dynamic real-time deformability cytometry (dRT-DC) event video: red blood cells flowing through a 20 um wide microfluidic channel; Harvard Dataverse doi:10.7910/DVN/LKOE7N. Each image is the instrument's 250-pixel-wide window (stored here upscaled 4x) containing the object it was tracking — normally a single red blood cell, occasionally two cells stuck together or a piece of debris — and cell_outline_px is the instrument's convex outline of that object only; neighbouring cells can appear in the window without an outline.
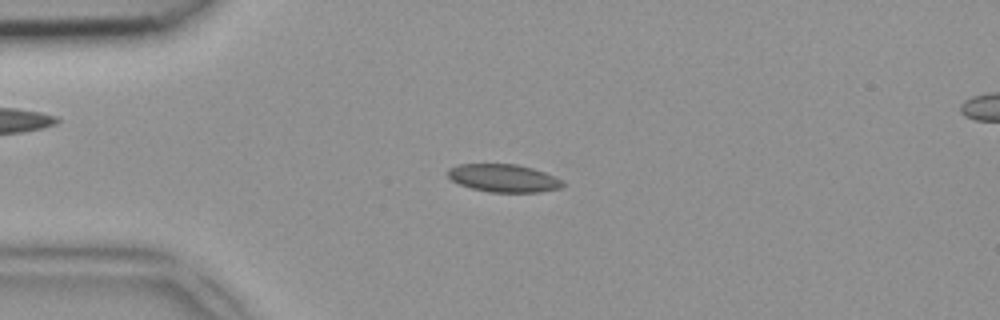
{"species": "common noctule bat (a hibernating species)", "species_latin": "Nyctalus noctula", "temperature_condition": "room temperature", "stored_images_in_passage": 46, "camera_frame_rate_fps": 3000, "um_per_image_px": 0.085, "animal": {"sex": "female", "body_mass_g": 18.4}, "frame": {"image": 1, "passage_image": 10, "time_ms": 3.0, "image_size_px": [1000, 320], "cell_outline_px": [[564, 184], [560, 188], [540, 192], [488, 192], [472, 188], [460, 184], [452, 180], [448, 176], [448, 168], [460, 164], [516, 164], [532, 168], [544, 172], [560, 180]], "centroid_in_image_um": [42.78, 15.14], "position_along_channel_um": 42.2, "area_um2": 18.44}}
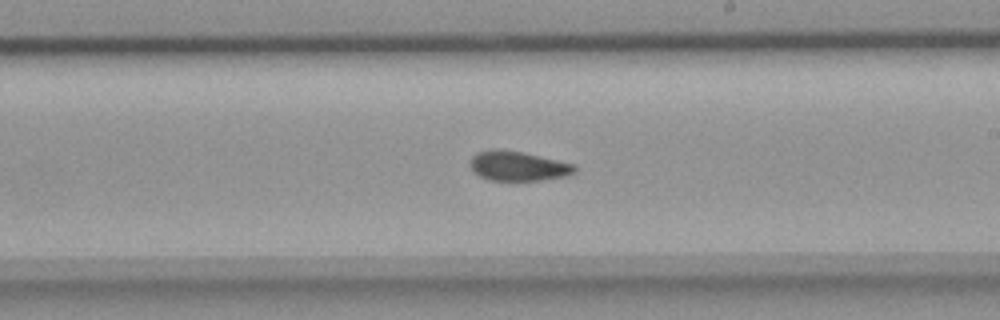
{"frame": {"image": 2, "passage_image": 26, "time_ms": 8.333, "image_size_px": [1000, 320], "cell_outline_px": [[576, 172], [564, 176], [540, 180], [488, 180], [472, 172], [472, 156], [476, 152], [492, 148], [496, 148], [520, 152], [576, 164]], "centroid_in_image_um": [44.01, 14.11], "position_along_channel_um": 245.0, "area_um2": 17.92}}
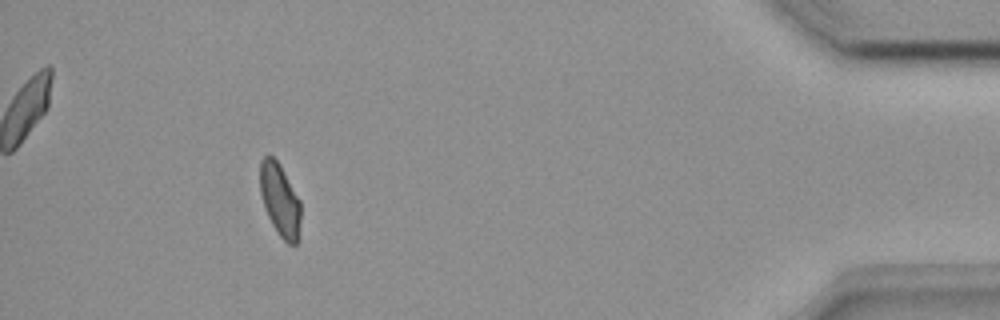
{"frame": {"image": 3, "passage_image": 42, "time_ms": 13.667, "image_size_px": [1000, 320], "cell_outline_px": [[300, 220], [296, 244], [288, 244], [280, 236], [272, 224], [268, 216], [260, 192], [260, 160], [268, 152], [280, 164], [300, 200]], "centroid_in_image_um": [23.78, 16.94], "position_along_channel_um": 411.4, "area_um2": 17.11}}